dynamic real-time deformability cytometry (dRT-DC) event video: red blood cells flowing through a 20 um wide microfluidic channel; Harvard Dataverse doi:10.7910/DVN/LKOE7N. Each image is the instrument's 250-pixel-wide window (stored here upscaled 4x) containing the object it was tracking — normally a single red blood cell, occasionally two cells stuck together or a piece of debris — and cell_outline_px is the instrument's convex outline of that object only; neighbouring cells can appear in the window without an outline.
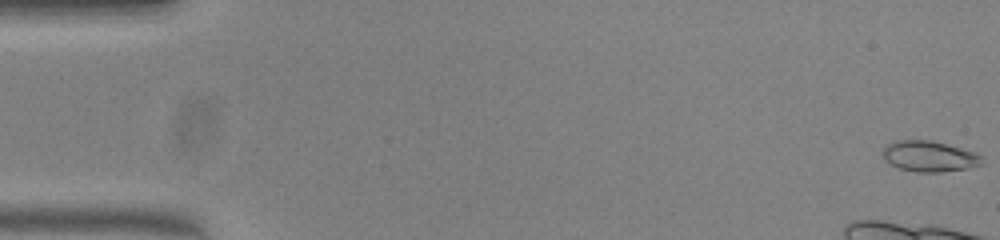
{"species": "common noctule bat (a hibernating species)", "species_latin": "Nyctalus noctula", "temperature_condition": "warm", "stored_images_in_passage": 12, "camera_frame_rate_fps": 3000, "um_per_image_px": 0.085, "animal": {"sex": "female", "body_mass_g": 23.0, "forearm_length_mm": 53.4}, "frame": {"image": 1, "passage_image": 1, "time_ms": 0.0, "image_size_px": [1000, 240], "cell_outline_px": [[984, 164], [968, 168], [940, 172], [916, 172], [900, 168], [884, 160], [880, 152], [888, 144], [896, 140], [932, 140], [976, 152], [984, 160]], "centroid_in_image_um": [78.99, 13.28], "position_along_channel_um": 6.0, "area_um2": 17.92}}